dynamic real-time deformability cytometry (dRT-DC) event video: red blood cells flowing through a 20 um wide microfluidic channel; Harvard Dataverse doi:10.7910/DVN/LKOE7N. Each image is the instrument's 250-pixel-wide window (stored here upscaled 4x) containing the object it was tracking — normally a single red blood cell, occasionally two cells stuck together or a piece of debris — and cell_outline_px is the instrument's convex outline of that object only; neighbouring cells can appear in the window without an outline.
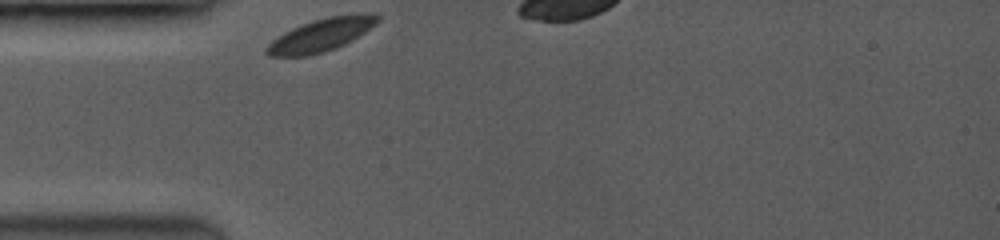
{"species": "common noctule bat (a hibernating species)", "species_latin": "Nyctalus noctula", "temperature_condition": "room temperature", "stored_images_in_passage": 2, "segment_of_instrument_passage": [1, 2], "camera_frame_rate_fps": 3500, "um_per_image_px": 0.085, "animal": {"sex": "female", "body_mass_g": 19.0, "forearm_length_mm": 53.3}, "frame": {"image": 1, "passage_image": 1, "time_ms": 0.0, "image_size_px": [1000, 240], "cell_outline_px": [[380, 20], [364, 32], [352, 40], [336, 48], [324, 52], [308, 56], [268, 56], [264, 52], [264, 48], [272, 40], [284, 32], [300, 24], [312, 20], [328, 16], [364, 12], [380, 16]], "centroid_in_image_um": [27.26, 2.96], "position_along_channel_um": 57.7, "area_um2": 21.39}}